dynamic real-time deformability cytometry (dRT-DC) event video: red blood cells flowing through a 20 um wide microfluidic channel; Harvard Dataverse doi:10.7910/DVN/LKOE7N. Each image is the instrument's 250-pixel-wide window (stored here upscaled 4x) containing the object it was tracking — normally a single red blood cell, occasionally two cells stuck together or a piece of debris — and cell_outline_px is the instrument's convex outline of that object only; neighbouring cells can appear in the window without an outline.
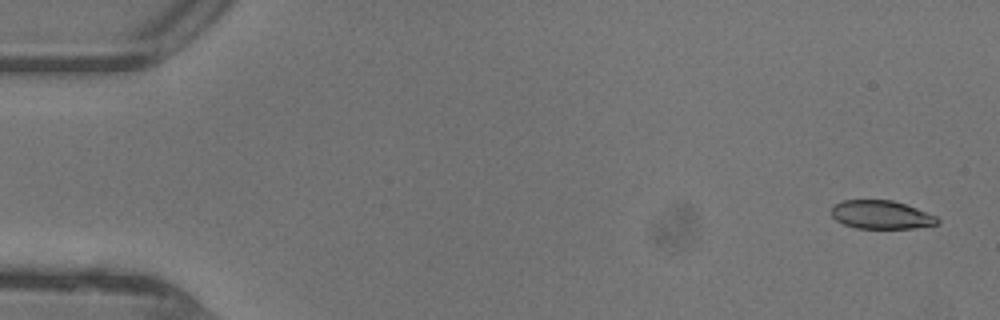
{"species": "common noctule bat (a hibernating species)", "species_latin": "Nyctalus noctula", "temperature_condition": "warm", "stored_images_in_passage": 47, "camera_frame_rate_fps": 3000, "um_per_image_px": 0.085, "animal": {"sex": "female"}, "frame": {"image": 1, "passage_image": 2, "time_ms": 0.333, "image_size_px": [1000, 320], "cell_outline_px": [[940, 220], [936, 224], [916, 228], [856, 228], [844, 224], [836, 220], [832, 216], [832, 208], [836, 204], [844, 200], [892, 200], [916, 208], [936, 216]], "centroid_in_image_um": [74.9, 18.25], "position_along_channel_um": 10.1, "area_um2": 17.34}}
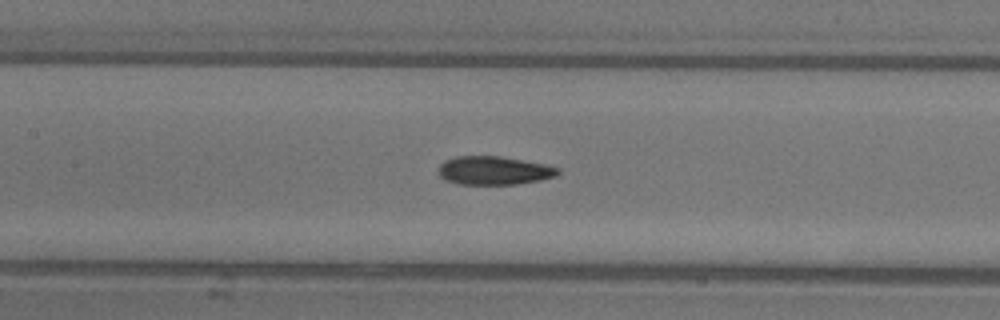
{"frame": {"image": 2, "passage_image": 22, "time_ms": 7.0, "image_size_px": [1000, 320], "cell_outline_px": [[560, 172], [556, 176], [540, 180], [516, 184], [460, 184], [444, 180], [440, 176], [440, 164], [444, 160], [456, 156], [500, 156], [544, 164], [560, 168]], "centroid_in_image_um": [41.99, 14.49], "position_along_channel_um": 165.4, "area_um2": 19.77}}
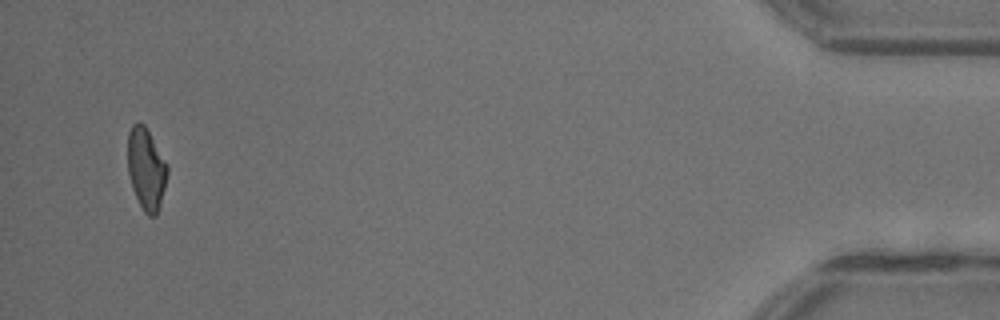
{"frame": {"image": 3, "passage_image": 45, "time_ms": 14.667, "image_size_px": [1000, 320], "cell_outline_px": [[168, 172], [160, 204], [156, 216], [148, 216], [144, 212], [132, 188], [128, 172], [128, 132], [132, 124], [136, 120], [140, 120], [144, 124], [168, 164]], "centroid_in_image_um": [12.42, 14.31], "position_along_channel_um": 422.8, "area_um2": 18.96}, "authors_computed_cell_mechanics": {"area_um2": 19.4208, "velocity_mm_per_s": 4.4736, "shape_relaxation_time_tau1_ms": 8.0552, "shape_relaxation_time_tau2_ms": 2.9606, "deformation_change_tau1": 0.212, "deformation_change_tau2": 0.1031}}